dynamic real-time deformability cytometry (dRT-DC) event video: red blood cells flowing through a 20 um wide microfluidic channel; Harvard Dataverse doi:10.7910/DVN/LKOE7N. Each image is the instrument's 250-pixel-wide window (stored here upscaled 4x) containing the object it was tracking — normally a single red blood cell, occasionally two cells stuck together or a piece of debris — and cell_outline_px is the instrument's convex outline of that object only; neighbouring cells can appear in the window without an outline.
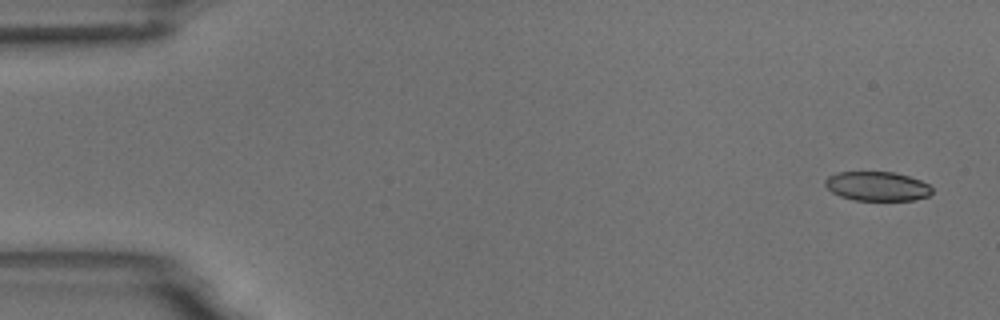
{"species": "common noctule bat (a hibernating species)", "species_latin": "Nyctalus noctula", "temperature_condition": "room temperature", "stored_images_in_passage": 5, "camera_frame_rate_fps": 3000, "um_per_image_px": 0.085, "animal": {"sex": "male", "body_mass_g": 18.8}, "frame": {"image": 1, "passage_image": 1, "time_ms": 0.0, "image_size_px": [1000, 320], "cell_outline_px": [[932, 192], [928, 196], [916, 200], [856, 200], [840, 196], [832, 192], [824, 184], [824, 180], [828, 176], [840, 172], [892, 172], [908, 176], [920, 180], [928, 184], [932, 188]], "centroid_in_image_um": [74.56, 15.83], "position_along_channel_um": 10.4, "area_um2": 18.15}}
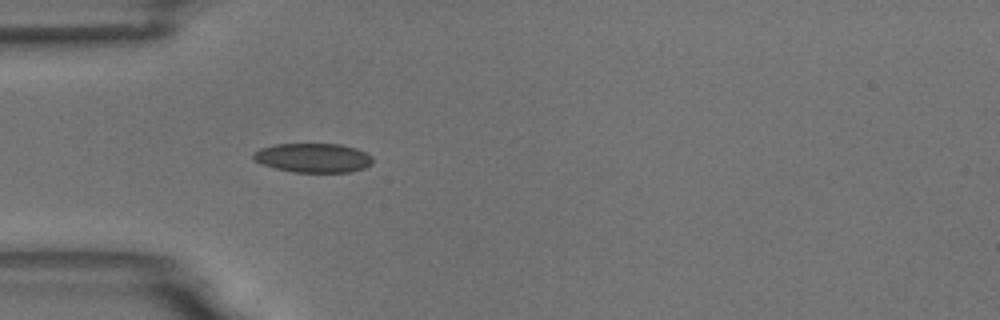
{"frame": {"image": 2, "passage_image": 5, "time_ms": 4.667, "image_size_px": [1000, 320], "cell_outline_px": [[372, 164], [364, 168], [352, 172], [292, 172], [276, 168], [264, 164], [256, 160], [252, 156], [252, 152], [260, 148], [276, 144], [340, 144], [356, 148], [372, 156]], "centroid_in_image_um": [26.63, 13.41], "position_along_channel_um": 58.4, "area_um2": 20.29}}